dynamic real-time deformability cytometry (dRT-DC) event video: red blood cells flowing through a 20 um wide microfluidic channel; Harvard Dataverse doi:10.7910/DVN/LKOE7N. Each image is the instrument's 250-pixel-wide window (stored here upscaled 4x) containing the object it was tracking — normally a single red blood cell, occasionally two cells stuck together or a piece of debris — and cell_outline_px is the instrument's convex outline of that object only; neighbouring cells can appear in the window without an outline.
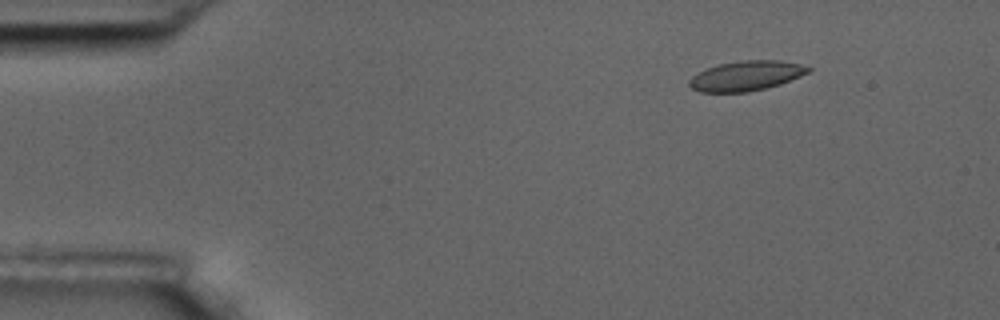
{"species": "common noctule bat (a hibernating species)", "species_latin": "Nyctalus noctula", "temperature_condition": "room temperature", "stored_images_in_passage": 6, "camera_frame_rate_fps": 3000, "um_per_image_px": 0.085, "animal": {"sex": "male", "body_mass_g": 17.5, "forearm_length_mm": 52.3}, "frame": {"image": 1, "passage_image": 3, "time_ms": 2.333, "image_size_px": [1000, 320], "cell_outline_px": [[812, 68], [808, 72], [800, 76], [780, 84], [748, 92], [700, 92], [692, 88], [688, 84], [688, 80], [692, 76], [708, 68], [720, 64], [740, 60], [780, 60], [800, 64]], "centroid_in_image_um": [63.41, 6.44], "position_along_channel_um": 21.6, "area_um2": 20.52}}